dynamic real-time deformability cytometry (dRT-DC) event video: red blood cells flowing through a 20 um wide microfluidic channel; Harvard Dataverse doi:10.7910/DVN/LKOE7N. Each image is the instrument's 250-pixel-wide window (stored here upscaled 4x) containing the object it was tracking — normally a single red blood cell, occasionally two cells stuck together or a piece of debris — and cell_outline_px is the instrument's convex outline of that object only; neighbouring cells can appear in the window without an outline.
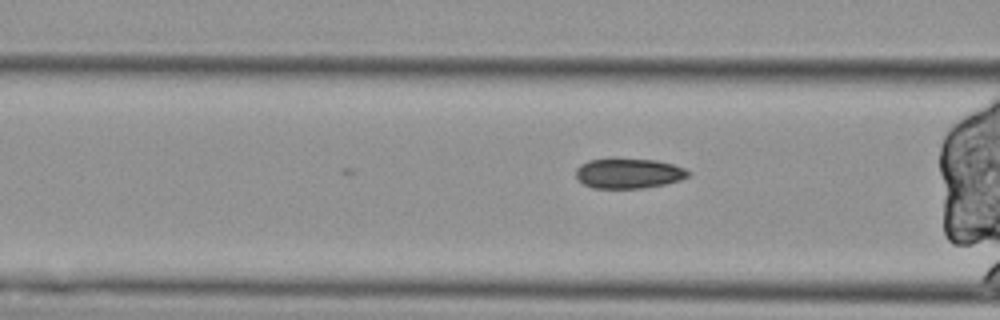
{"species": "Egyptian fruit bat (a non-hibernating species)", "species_latin": "Rousettus aegyptiacus", "temperature_condition": "cold", "stored_images_in_passage": 10, "segment_of_instrument_passage": [2, 2], "camera_frame_rate_fps": 3000, "um_per_image_px": 0.085, "animal": {"sex": "female"}, "frame": {"image": 1, "passage_image": 10, "time_ms": 3.0, "image_size_px": [1000, 320], "cell_outline_px": [[688, 176], [680, 180], [664, 184], [644, 188], [592, 188], [584, 184], [576, 176], [576, 168], [580, 164], [588, 160], [612, 156], [616, 156], [656, 160], [672, 164], [684, 168], [688, 172]], "centroid_in_image_um": [53.37, 14.69], "position_along_channel_um": 113.2, "area_um2": 20.23}}